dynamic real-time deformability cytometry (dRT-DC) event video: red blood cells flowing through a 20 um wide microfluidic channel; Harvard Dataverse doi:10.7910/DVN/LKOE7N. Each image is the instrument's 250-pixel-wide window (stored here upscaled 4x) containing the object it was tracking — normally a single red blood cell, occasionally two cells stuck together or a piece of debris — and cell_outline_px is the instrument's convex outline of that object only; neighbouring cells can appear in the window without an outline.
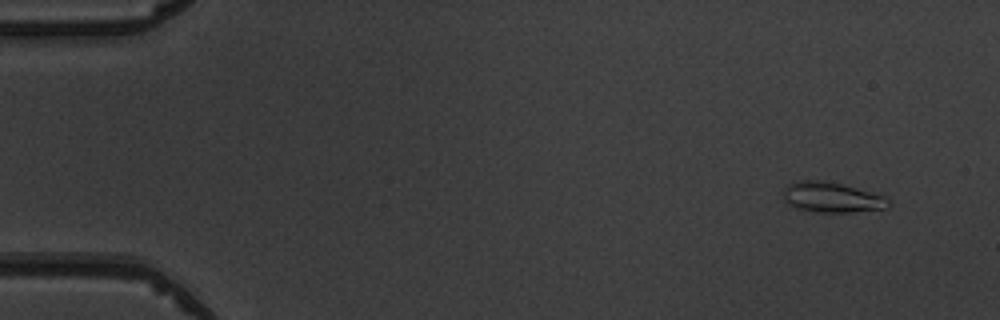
{"species": "common noctule bat (a hibernating species)", "species_latin": "Nyctalus noctula", "temperature_condition": "warm", "stored_images_in_passage": 9, "camera_frame_rate_fps": 3000, "um_per_image_px": 0.085, "animal": {"sex": "male", "body_mass_g": 19.5, "forearm_length_mm": 54.6}, "frame": {"image": 1, "passage_image": 2, "time_ms": 1.0, "image_size_px": [1000, 320], "cell_outline_px": [[892, 204], [888, 208], [852, 212], [820, 212], [796, 208], [788, 204], [784, 200], [784, 188], [788, 184], [800, 180], [820, 180], [840, 184], [888, 196]], "centroid_in_image_um": [70.75, 16.78], "position_along_channel_um": 14.2, "area_um2": 18.61}}
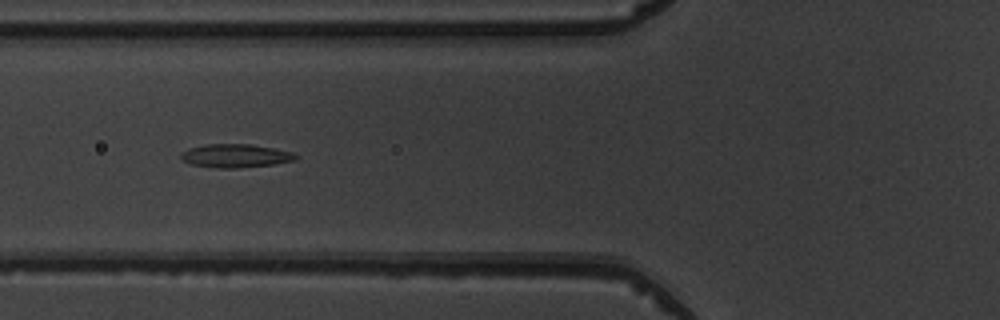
{"frame": {"image": 2, "passage_image": 6, "time_ms": 6.333, "image_size_px": [1000, 320], "cell_outline_px": [[300, 156], [296, 160], [272, 164], [236, 168], [216, 168], [192, 164], [184, 160], [180, 156], [188, 148], [204, 144], [252, 144], [292, 152]], "centroid_in_image_um": [20.04, 13.23], "position_along_channel_um": 105.8, "area_um2": 15.55}}
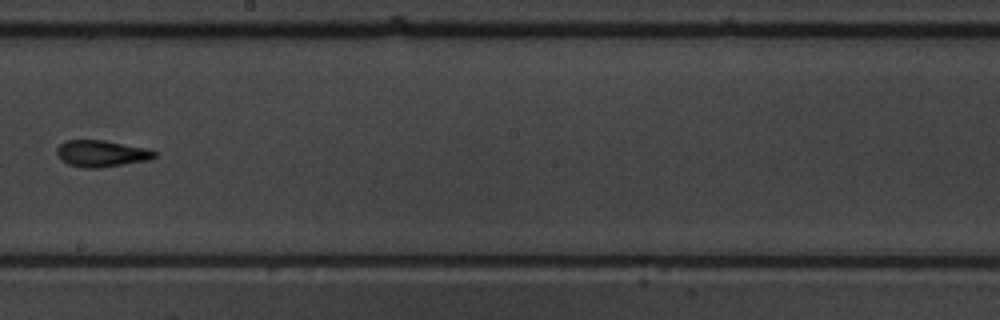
{"frame": {"image": 3, "passage_image": 9, "time_ms": 9.667, "image_size_px": [1000, 320], "cell_outline_px": [[156, 156], [148, 160], [100, 168], [84, 168], [68, 164], [60, 160], [56, 152], [56, 148], [64, 140], [104, 140], [148, 148], [156, 152]], "centroid_in_image_um": [8.6, 13.04], "position_along_channel_um": 239.6, "area_um2": 15.26}}